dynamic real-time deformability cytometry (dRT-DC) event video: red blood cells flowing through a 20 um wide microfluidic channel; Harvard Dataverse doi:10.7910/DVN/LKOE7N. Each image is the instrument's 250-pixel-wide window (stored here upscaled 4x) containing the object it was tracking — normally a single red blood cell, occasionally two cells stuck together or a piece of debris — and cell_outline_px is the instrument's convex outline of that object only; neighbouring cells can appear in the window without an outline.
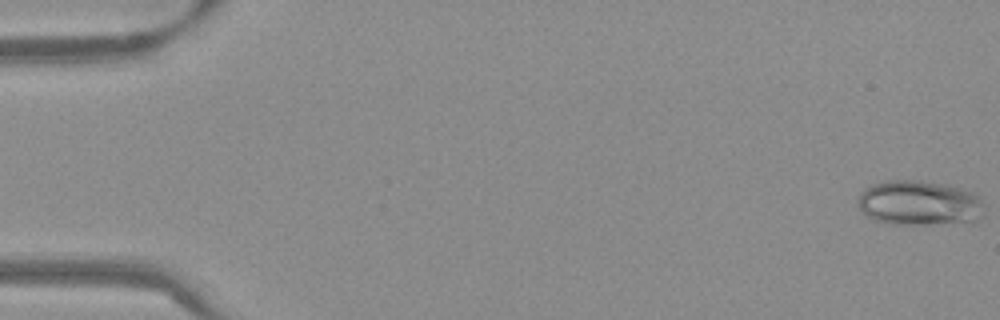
{"species": "Egyptian fruit bat (a non-hibernating species)", "species_latin": "Rousettus aegyptiacus", "temperature_condition": "warm", "stored_images_in_passage": 54, "camera_frame_rate_fps": 3000, "um_per_image_px": 0.085, "frame": {"image": 1, "passage_image": 1, "time_ms": 0.0, "image_size_px": [1000, 320], "cell_outline_px": [[984, 216], [972, 224], [892, 224], [876, 220], [868, 216], [856, 204], [860, 192], [864, 188], [872, 184], [888, 180], [920, 180], [944, 184], [960, 188], [972, 192], [984, 204]], "centroid_in_image_um": [78.18, 17.28], "position_along_channel_um": 6.8, "area_um2": 33.7}}
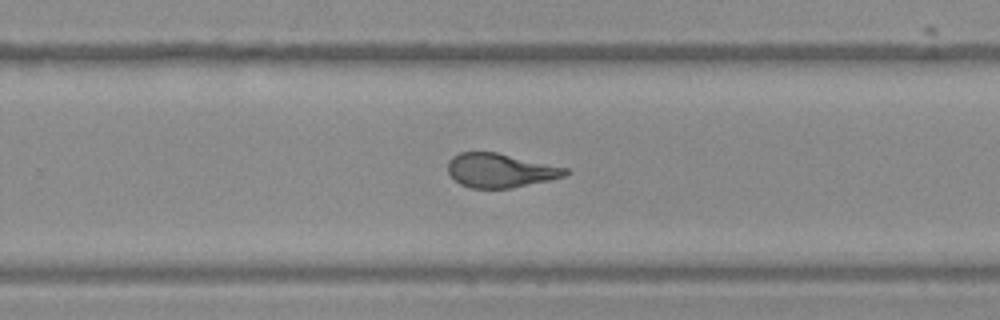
{"frame": {"image": 2, "passage_image": 35, "time_ms": 11.333, "image_size_px": [1000, 320], "cell_outline_px": [[568, 172], [564, 176], [548, 180], [512, 188], [472, 188], [460, 184], [448, 172], [448, 160], [452, 156], [460, 152], [496, 152], [568, 168]], "centroid_in_image_um": [42.49, 14.48], "position_along_channel_um": 287.3, "area_um2": 23.12}}
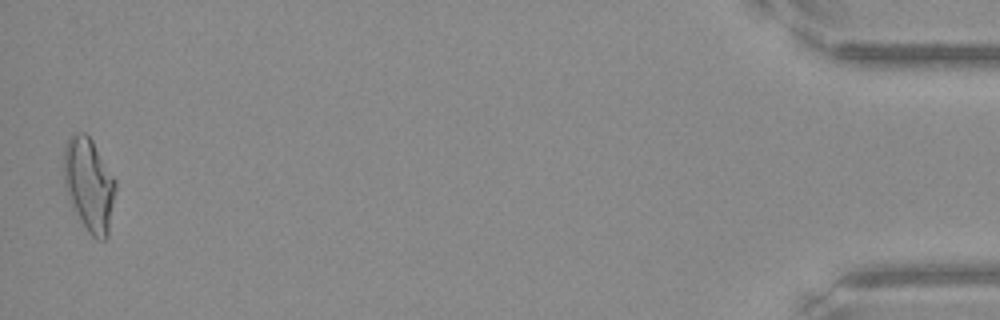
{"frame": {"image": 3, "passage_image": 53, "time_ms": 17.333, "image_size_px": [1000, 320], "cell_outline_px": [[116, 188], [108, 236], [104, 240], [96, 240], [88, 232], [72, 208], [68, 200], [64, 188], [64, 144], [76, 132], [84, 132], [92, 140], [116, 180]], "centroid_in_image_um": [7.56, 15.72], "position_along_channel_um": 427.6, "area_um2": 28.38}, "authors_computed_cell_mechanics": {"area_um2": 25.1719, "velocity_mm_per_s": 3.8378, "shape_relaxation_time_tau1_ms": null, "shape_relaxation_time_tau2_ms": 1.1986, "deformation_change_tau1": null, "deformation_change_tau2": 0.0875}}